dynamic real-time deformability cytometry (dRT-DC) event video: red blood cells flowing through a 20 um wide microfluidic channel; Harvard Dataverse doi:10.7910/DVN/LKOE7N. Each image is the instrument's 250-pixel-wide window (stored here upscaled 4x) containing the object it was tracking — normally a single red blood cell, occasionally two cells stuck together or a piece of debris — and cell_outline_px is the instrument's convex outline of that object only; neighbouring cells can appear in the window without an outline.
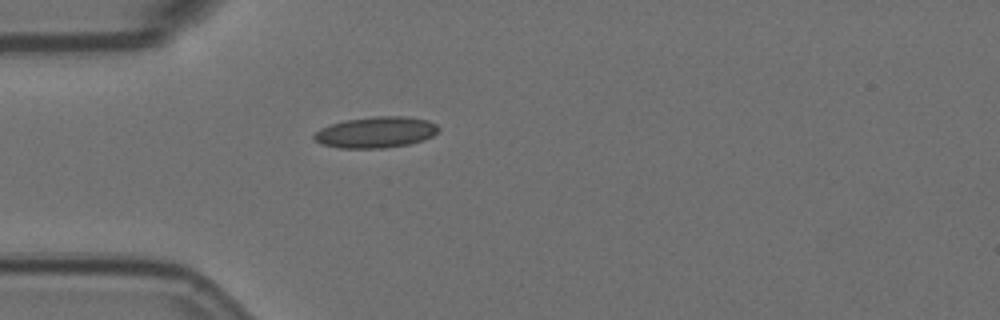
{"species": "Egyptian fruit bat (a non-hibernating species)", "species_latin": "Rousettus aegyptiacus", "temperature_condition": "room temperature", "stored_images_in_passage": 1, "camera_frame_rate_fps": 3000, "um_per_image_px": 0.085, "animal": {"sex": "female"}, "frame": {"image": 1, "passage_image": 1, "time_ms": 0.0, "image_size_px": [1000, 320], "cell_outline_px": [[440, 128], [432, 136], [424, 140], [408, 144], [384, 148], [340, 148], [320, 144], [312, 136], [320, 128], [344, 120], [376, 116], [404, 116], [428, 120], [436, 124]], "centroid_in_image_um": [31.95, 11.24], "position_along_channel_um": 53.1, "area_um2": 22.54}}